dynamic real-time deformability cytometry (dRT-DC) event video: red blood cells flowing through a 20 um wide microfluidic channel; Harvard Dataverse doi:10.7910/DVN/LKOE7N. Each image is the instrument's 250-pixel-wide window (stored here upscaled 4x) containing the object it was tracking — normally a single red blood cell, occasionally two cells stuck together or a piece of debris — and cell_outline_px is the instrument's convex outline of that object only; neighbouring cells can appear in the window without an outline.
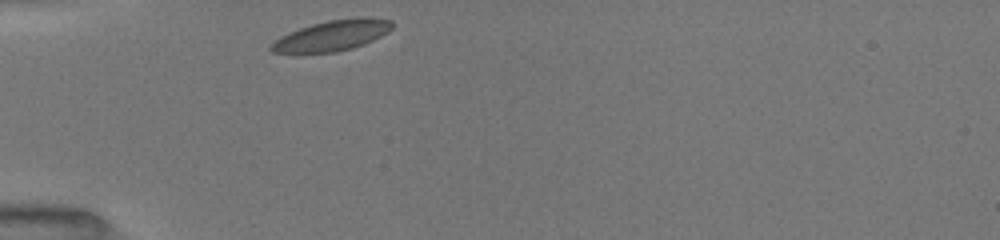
{"species": "common noctule bat (a hibernating species)", "species_latin": "Nyctalus noctula", "temperature_condition": "room temperature", "stored_images_in_passage": 29, "camera_frame_rate_fps": 3000, "um_per_image_px": 0.085, "animal": {"sex": "female", "body_mass_g": 19.5, "forearm_length_mm": 54.1}, "frame": {"image": 1, "passage_image": 1, "time_ms": 0.0, "image_size_px": [1000, 240], "cell_outline_px": [[392, 28], [388, 32], [364, 44], [352, 48], [336, 52], [272, 52], [268, 48], [280, 36], [300, 28], [312, 24], [328, 20], [356, 16], [364, 16], [392, 20]], "centroid_in_image_um": [28.28, 2.99], "position_along_channel_um": 56.7, "area_um2": 21.44}}
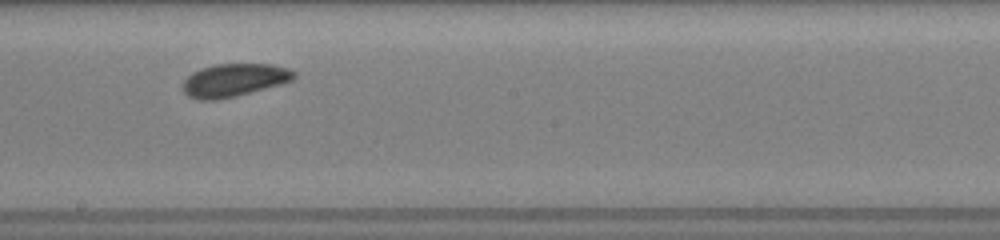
{"frame": {"image": 2, "passage_image": 15, "time_ms": 4.667, "image_size_px": [1000, 240], "cell_outline_px": [[296, 76], [292, 80], [280, 84], [236, 96], [212, 100], [200, 100], [188, 96], [180, 88], [180, 84], [192, 72], [200, 68], [216, 64], [272, 64], [288, 68], [296, 72]], "centroid_in_image_um": [19.86, 6.8], "position_along_channel_um": 228.3, "area_um2": 21.44}}
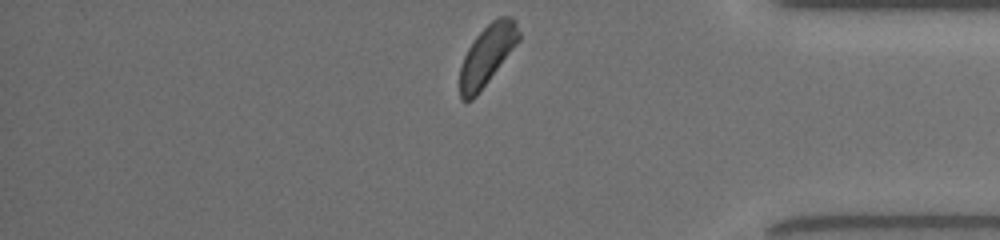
{"frame": {"image": 3, "passage_image": 29, "time_ms": 9.333, "image_size_px": [1000, 240], "cell_outline_px": [[520, 40], [476, 96], [472, 100], [464, 104], [460, 100], [460, 68], [464, 56], [468, 48], [476, 36], [492, 20], [500, 16], [512, 16], [516, 20], [520, 32]], "centroid_in_image_um": [41.4, 4.69], "position_along_channel_um": 393.8, "area_um2": 20.63}, "authors_computed_cell_mechanics": {"area_um2": 21.4438, "velocity_mm_per_s": 3.9378, "shape_relaxation_time_tau1_ms": 4.2412, "shape_relaxation_time_tau2_ms": 11.011, "deformation_change_tau1": 0.1112, "deformation_change_tau2": 0.178}}